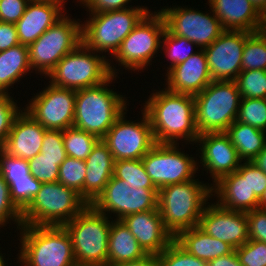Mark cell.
I'll return each mask as SVG.
<instances>
[{"mask_svg":"<svg viewBox=\"0 0 266 266\" xmlns=\"http://www.w3.org/2000/svg\"><path fill=\"white\" fill-rule=\"evenodd\" d=\"M164 89L152 93L141 110L149 118L156 143L179 144L180 139L196 144L199 132L194 96Z\"/></svg>","mask_w":266,"mask_h":266,"instance_id":"1","label":"cell"},{"mask_svg":"<svg viewBox=\"0 0 266 266\" xmlns=\"http://www.w3.org/2000/svg\"><path fill=\"white\" fill-rule=\"evenodd\" d=\"M211 185L193 178L171 184L158 190V211L165 228L175 237L180 231L199 225L208 198L212 197Z\"/></svg>","mask_w":266,"mask_h":266,"instance_id":"2","label":"cell"},{"mask_svg":"<svg viewBox=\"0 0 266 266\" xmlns=\"http://www.w3.org/2000/svg\"><path fill=\"white\" fill-rule=\"evenodd\" d=\"M116 77L112 74L99 85L76 90L73 127L102 139L127 111V99L107 87Z\"/></svg>","mask_w":266,"mask_h":266,"instance_id":"3","label":"cell"},{"mask_svg":"<svg viewBox=\"0 0 266 266\" xmlns=\"http://www.w3.org/2000/svg\"><path fill=\"white\" fill-rule=\"evenodd\" d=\"M18 260L23 266H77L69 233L64 226L20 228Z\"/></svg>","mask_w":266,"mask_h":266,"instance_id":"4","label":"cell"},{"mask_svg":"<svg viewBox=\"0 0 266 266\" xmlns=\"http://www.w3.org/2000/svg\"><path fill=\"white\" fill-rule=\"evenodd\" d=\"M109 215L88 204L63 226L71 238L77 265H108Z\"/></svg>","mask_w":266,"mask_h":266,"instance_id":"5","label":"cell"},{"mask_svg":"<svg viewBox=\"0 0 266 266\" xmlns=\"http://www.w3.org/2000/svg\"><path fill=\"white\" fill-rule=\"evenodd\" d=\"M87 205L73 188L58 181L42 183L40 190L22 211V225L63 226Z\"/></svg>","mask_w":266,"mask_h":266,"instance_id":"6","label":"cell"},{"mask_svg":"<svg viewBox=\"0 0 266 266\" xmlns=\"http://www.w3.org/2000/svg\"><path fill=\"white\" fill-rule=\"evenodd\" d=\"M97 53L81 43L46 76L50 79L49 83L60 88L79 90L99 85L112 74L117 76L118 69L110 64V59Z\"/></svg>","mask_w":266,"mask_h":266,"instance_id":"7","label":"cell"},{"mask_svg":"<svg viewBox=\"0 0 266 266\" xmlns=\"http://www.w3.org/2000/svg\"><path fill=\"white\" fill-rule=\"evenodd\" d=\"M132 7L90 14L91 18L82 23V43L95 52L114 56L122 41L150 11L144 6Z\"/></svg>","mask_w":266,"mask_h":266,"instance_id":"8","label":"cell"},{"mask_svg":"<svg viewBox=\"0 0 266 266\" xmlns=\"http://www.w3.org/2000/svg\"><path fill=\"white\" fill-rule=\"evenodd\" d=\"M241 94L235 81H212L194 96L196 127L200 134L226 132L237 120Z\"/></svg>","mask_w":266,"mask_h":266,"instance_id":"9","label":"cell"},{"mask_svg":"<svg viewBox=\"0 0 266 266\" xmlns=\"http://www.w3.org/2000/svg\"><path fill=\"white\" fill-rule=\"evenodd\" d=\"M82 43V23L64 15L47 29L29 48L32 69L45 77L68 53Z\"/></svg>","mask_w":266,"mask_h":266,"instance_id":"10","label":"cell"},{"mask_svg":"<svg viewBox=\"0 0 266 266\" xmlns=\"http://www.w3.org/2000/svg\"><path fill=\"white\" fill-rule=\"evenodd\" d=\"M165 30L163 16L158 11H154V14L150 11L126 36L113 57L119 62V66L120 64L124 66L125 70L139 72L147 68L161 47Z\"/></svg>","mask_w":266,"mask_h":266,"instance_id":"11","label":"cell"},{"mask_svg":"<svg viewBox=\"0 0 266 266\" xmlns=\"http://www.w3.org/2000/svg\"><path fill=\"white\" fill-rule=\"evenodd\" d=\"M91 205L106 216L111 212L116 220H121L130 214L158 210V189L145 188V183H127L113 175Z\"/></svg>","mask_w":266,"mask_h":266,"instance_id":"12","label":"cell"},{"mask_svg":"<svg viewBox=\"0 0 266 266\" xmlns=\"http://www.w3.org/2000/svg\"><path fill=\"white\" fill-rule=\"evenodd\" d=\"M177 145L156 143L142 158L146 173L158 190L167 185L180 184L195 178L199 162L189 157V154L181 152Z\"/></svg>","mask_w":266,"mask_h":266,"instance_id":"13","label":"cell"},{"mask_svg":"<svg viewBox=\"0 0 266 266\" xmlns=\"http://www.w3.org/2000/svg\"><path fill=\"white\" fill-rule=\"evenodd\" d=\"M124 112L101 139L114 160L142 159L156 144L147 114L139 122L126 120Z\"/></svg>","mask_w":266,"mask_h":266,"instance_id":"14","label":"cell"},{"mask_svg":"<svg viewBox=\"0 0 266 266\" xmlns=\"http://www.w3.org/2000/svg\"><path fill=\"white\" fill-rule=\"evenodd\" d=\"M158 11L163 16L166 29L170 33L187 38L200 49L211 45L225 31L213 11L212 16L178 5Z\"/></svg>","mask_w":266,"mask_h":266,"instance_id":"15","label":"cell"},{"mask_svg":"<svg viewBox=\"0 0 266 266\" xmlns=\"http://www.w3.org/2000/svg\"><path fill=\"white\" fill-rule=\"evenodd\" d=\"M76 90L49 84L31 99L23 110L46 129L73 127Z\"/></svg>","mask_w":266,"mask_h":266,"instance_id":"16","label":"cell"},{"mask_svg":"<svg viewBox=\"0 0 266 266\" xmlns=\"http://www.w3.org/2000/svg\"><path fill=\"white\" fill-rule=\"evenodd\" d=\"M246 31L225 30L204 51L213 81H235L241 72Z\"/></svg>","mask_w":266,"mask_h":266,"instance_id":"17","label":"cell"},{"mask_svg":"<svg viewBox=\"0 0 266 266\" xmlns=\"http://www.w3.org/2000/svg\"><path fill=\"white\" fill-rule=\"evenodd\" d=\"M200 146V163L211 173L213 184L222 176L237 171L241 160L226 132L200 134L196 143ZM202 161V162H201Z\"/></svg>","mask_w":266,"mask_h":266,"instance_id":"18","label":"cell"},{"mask_svg":"<svg viewBox=\"0 0 266 266\" xmlns=\"http://www.w3.org/2000/svg\"><path fill=\"white\" fill-rule=\"evenodd\" d=\"M198 226L234 249L249 240L246 212L226 210L217 203L204 208Z\"/></svg>","mask_w":266,"mask_h":266,"instance_id":"19","label":"cell"},{"mask_svg":"<svg viewBox=\"0 0 266 266\" xmlns=\"http://www.w3.org/2000/svg\"><path fill=\"white\" fill-rule=\"evenodd\" d=\"M64 4L65 0L30 1L23 16L15 24L19 44L29 46L35 42L64 15Z\"/></svg>","mask_w":266,"mask_h":266,"instance_id":"20","label":"cell"},{"mask_svg":"<svg viewBox=\"0 0 266 266\" xmlns=\"http://www.w3.org/2000/svg\"><path fill=\"white\" fill-rule=\"evenodd\" d=\"M121 221L147 254H160L174 240L165 228L158 210L130 214Z\"/></svg>","mask_w":266,"mask_h":266,"instance_id":"21","label":"cell"},{"mask_svg":"<svg viewBox=\"0 0 266 266\" xmlns=\"http://www.w3.org/2000/svg\"><path fill=\"white\" fill-rule=\"evenodd\" d=\"M197 49L183 63L172 67L165 75L166 89L175 93L195 96L203 91L213 80L209 73L204 49Z\"/></svg>","mask_w":266,"mask_h":266,"instance_id":"22","label":"cell"},{"mask_svg":"<svg viewBox=\"0 0 266 266\" xmlns=\"http://www.w3.org/2000/svg\"><path fill=\"white\" fill-rule=\"evenodd\" d=\"M46 128L28 113L21 111L15 118L6 142L1 147L7 154L24 160L41 153Z\"/></svg>","mask_w":266,"mask_h":266,"instance_id":"23","label":"cell"},{"mask_svg":"<svg viewBox=\"0 0 266 266\" xmlns=\"http://www.w3.org/2000/svg\"><path fill=\"white\" fill-rule=\"evenodd\" d=\"M208 2L224 30L257 32L266 28V19L250 0H208Z\"/></svg>","mask_w":266,"mask_h":266,"instance_id":"24","label":"cell"},{"mask_svg":"<svg viewBox=\"0 0 266 266\" xmlns=\"http://www.w3.org/2000/svg\"><path fill=\"white\" fill-rule=\"evenodd\" d=\"M215 185V186H214ZM212 194L218 198L217 204L231 211L249 212L258 208L259 199L251 191L249 175H241L238 171L222 176L213 184Z\"/></svg>","mask_w":266,"mask_h":266,"instance_id":"25","label":"cell"},{"mask_svg":"<svg viewBox=\"0 0 266 266\" xmlns=\"http://www.w3.org/2000/svg\"><path fill=\"white\" fill-rule=\"evenodd\" d=\"M114 157L108 146L100 139L85 160L84 201L92 204L103 192L113 176Z\"/></svg>","mask_w":266,"mask_h":266,"instance_id":"26","label":"cell"},{"mask_svg":"<svg viewBox=\"0 0 266 266\" xmlns=\"http://www.w3.org/2000/svg\"><path fill=\"white\" fill-rule=\"evenodd\" d=\"M174 240L188 253L207 262L235 250L228 243L210 236L199 226L180 231Z\"/></svg>","mask_w":266,"mask_h":266,"instance_id":"27","label":"cell"},{"mask_svg":"<svg viewBox=\"0 0 266 266\" xmlns=\"http://www.w3.org/2000/svg\"><path fill=\"white\" fill-rule=\"evenodd\" d=\"M147 255L124 223L116 218L112 219L108 241V265L137 261Z\"/></svg>","mask_w":266,"mask_h":266,"instance_id":"28","label":"cell"},{"mask_svg":"<svg viewBox=\"0 0 266 266\" xmlns=\"http://www.w3.org/2000/svg\"><path fill=\"white\" fill-rule=\"evenodd\" d=\"M231 143L243 162L252 161L266 145V131L234 121L227 129Z\"/></svg>","mask_w":266,"mask_h":266,"instance_id":"29","label":"cell"},{"mask_svg":"<svg viewBox=\"0 0 266 266\" xmlns=\"http://www.w3.org/2000/svg\"><path fill=\"white\" fill-rule=\"evenodd\" d=\"M31 69L27 45L18 44L8 50L1 51L0 92L8 93L9 87L15 82H19V79L25 76Z\"/></svg>","mask_w":266,"mask_h":266,"instance_id":"30","label":"cell"},{"mask_svg":"<svg viewBox=\"0 0 266 266\" xmlns=\"http://www.w3.org/2000/svg\"><path fill=\"white\" fill-rule=\"evenodd\" d=\"M266 71V28L257 32L246 31L241 71Z\"/></svg>","mask_w":266,"mask_h":266,"instance_id":"31","label":"cell"},{"mask_svg":"<svg viewBox=\"0 0 266 266\" xmlns=\"http://www.w3.org/2000/svg\"><path fill=\"white\" fill-rule=\"evenodd\" d=\"M99 140L94 134L75 127L63 130L66 155L75 159L86 160Z\"/></svg>","mask_w":266,"mask_h":266,"instance_id":"32","label":"cell"},{"mask_svg":"<svg viewBox=\"0 0 266 266\" xmlns=\"http://www.w3.org/2000/svg\"><path fill=\"white\" fill-rule=\"evenodd\" d=\"M85 176V160L67 156L60 164L58 182L66 187L73 188L83 200Z\"/></svg>","mask_w":266,"mask_h":266,"instance_id":"33","label":"cell"},{"mask_svg":"<svg viewBox=\"0 0 266 266\" xmlns=\"http://www.w3.org/2000/svg\"><path fill=\"white\" fill-rule=\"evenodd\" d=\"M161 50L164 51L167 57L170 59L171 64L167 67V72L174 66L183 63L191 55L195 54V51H192L193 45L195 43L188 40L187 38L176 36L170 33L167 29L165 30L162 37Z\"/></svg>","mask_w":266,"mask_h":266,"instance_id":"34","label":"cell"},{"mask_svg":"<svg viewBox=\"0 0 266 266\" xmlns=\"http://www.w3.org/2000/svg\"><path fill=\"white\" fill-rule=\"evenodd\" d=\"M241 98L266 99V71H241L235 80Z\"/></svg>","mask_w":266,"mask_h":266,"instance_id":"35","label":"cell"},{"mask_svg":"<svg viewBox=\"0 0 266 266\" xmlns=\"http://www.w3.org/2000/svg\"><path fill=\"white\" fill-rule=\"evenodd\" d=\"M113 175L127 183H145V188H157L146 173L142 159L115 161Z\"/></svg>","mask_w":266,"mask_h":266,"instance_id":"36","label":"cell"},{"mask_svg":"<svg viewBox=\"0 0 266 266\" xmlns=\"http://www.w3.org/2000/svg\"><path fill=\"white\" fill-rule=\"evenodd\" d=\"M237 121L266 131V99H241Z\"/></svg>","mask_w":266,"mask_h":266,"instance_id":"37","label":"cell"},{"mask_svg":"<svg viewBox=\"0 0 266 266\" xmlns=\"http://www.w3.org/2000/svg\"><path fill=\"white\" fill-rule=\"evenodd\" d=\"M158 266H207V261L188 253L175 240L156 255Z\"/></svg>","mask_w":266,"mask_h":266,"instance_id":"38","label":"cell"},{"mask_svg":"<svg viewBox=\"0 0 266 266\" xmlns=\"http://www.w3.org/2000/svg\"><path fill=\"white\" fill-rule=\"evenodd\" d=\"M10 188V196L12 202L23 211L37 192L40 190L41 182L34 176L29 175V179L15 180V182H7Z\"/></svg>","mask_w":266,"mask_h":266,"instance_id":"39","label":"cell"},{"mask_svg":"<svg viewBox=\"0 0 266 266\" xmlns=\"http://www.w3.org/2000/svg\"><path fill=\"white\" fill-rule=\"evenodd\" d=\"M0 174L6 182L29 179L31 173L28 160L11 156L0 148Z\"/></svg>","mask_w":266,"mask_h":266,"instance_id":"40","label":"cell"},{"mask_svg":"<svg viewBox=\"0 0 266 266\" xmlns=\"http://www.w3.org/2000/svg\"><path fill=\"white\" fill-rule=\"evenodd\" d=\"M30 173L41 183L57 182L59 177V159H50L38 153L28 160Z\"/></svg>","mask_w":266,"mask_h":266,"instance_id":"41","label":"cell"},{"mask_svg":"<svg viewBox=\"0 0 266 266\" xmlns=\"http://www.w3.org/2000/svg\"><path fill=\"white\" fill-rule=\"evenodd\" d=\"M14 100L10 94L0 92V148L6 142L15 118L22 111Z\"/></svg>","mask_w":266,"mask_h":266,"instance_id":"42","label":"cell"},{"mask_svg":"<svg viewBox=\"0 0 266 266\" xmlns=\"http://www.w3.org/2000/svg\"><path fill=\"white\" fill-rule=\"evenodd\" d=\"M15 221L17 229L22 226V211L12 202L8 183L0 174V227Z\"/></svg>","mask_w":266,"mask_h":266,"instance_id":"43","label":"cell"},{"mask_svg":"<svg viewBox=\"0 0 266 266\" xmlns=\"http://www.w3.org/2000/svg\"><path fill=\"white\" fill-rule=\"evenodd\" d=\"M243 266H266V243L249 239L235 249Z\"/></svg>","mask_w":266,"mask_h":266,"instance_id":"44","label":"cell"},{"mask_svg":"<svg viewBox=\"0 0 266 266\" xmlns=\"http://www.w3.org/2000/svg\"><path fill=\"white\" fill-rule=\"evenodd\" d=\"M41 153L44 157L59 159L60 166L67 157L63 142V130H46L41 147Z\"/></svg>","mask_w":266,"mask_h":266,"instance_id":"45","label":"cell"},{"mask_svg":"<svg viewBox=\"0 0 266 266\" xmlns=\"http://www.w3.org/2000/svg\"><path fill=\"white\" fill-rule=\"evenodd\" d=\"M246 217L249 239L266 243V211L250 210Z\"/></svg>","mask_w":266,"mask_h":266,"instance_id":"46","label":"cell"},{"mask_svg":"<svg viewBox=\"0 0 266 266\" xmlns=\"http://www.w3.org/2000/svg\"><path fill=\"white\" fill-rule=\"evenodd\" d=\"M237 171L241 175H249L251 191L260 199L266 190V174L251 161L241 163Z\"/></svg>","mask_w":266,"mask_h":266,"instance_id":"47","label":"cell"},{"mask_svg":"<svg viewBox=\"0 0 266 266\" xmlns=\"http://www.w3.org/2000/svg\"><path fill=\"white\" fill-rule=\"evenodd\" d=\"M30 0H0V21L16 24Z\"/></svg>","mask_w":266,"mask_h":266,"instance_id":"48","label":"cell"},{"mask_svg":"<svg viewBox=\"0 0 266 266\" xmlns=\"http://www.w3.org/2000/svg\"><path fill=\"white\" fill-rule=\"evenodd\" d=\"M78 1V0H77ZM132 0H79L78 2L88 8L89 14L103 13L108 11L123 10L130 8L128 2ZM91 12V13H90Z\"/></svg>","mask_w":266,"mask_h":266,"instance_id":"49","label":"cell"},{"mask_svg":"<svg viewBox=\"0 0 266 266\" xmlns=\"http://www.w3.org/2000/svg\"><path fill=\"white\" fill-rule=\"evenodd\" d=\"M19 44L16 25L0 21V52Z\"/></svg>","mask_w":266,"mask_h":266,"instance_id":"50","label":"cell"},{"mask_svg":"<svg viewBox=\"0 0 266 266\" xmlns=\"http://www.w3.org/2000/svg\"><path fill=\"white\" fill-rule=\"evenodd\" d=\"M207 266H243V265L240 263L238 256L234 250L230 254L208 261Z\"/></svg>","mask_w":266,"mask_h":266,"instance_id":"51","label":"cell"},{"mask_svg":"<svg viewBox=\"0 0 266 266\" xmlns=\"http://www.w3.org/2000/svg\"><path fill=\"white\" fill-rule=\"evenodd\" d=\"M115 266H158V261L156 255L148 254L146 257L140 260L121 263Z\"/></svg>","mask_w":266,"mask_h":266,"instance_id":"52","label":"cell"},{"mask_svg":"<svg viewBox=\"0 0 266 266\" xmlns=\"http://www.w3.org/2000/svg\"><path fill=\"white\" fill-rule=\"evenodd\" d=\"M266 174V145L265 148L251 161Z\"/></svg>","mask_w":266,"mask_h":266,"instance_id":"53","label":"cell"},{"mask_svg":"<svg viewBox=\"0 0 266 266\" xmlns=\"http://www.w3.org/2000/svg\"><path fill=\"white\" fill-rule=\"evenodd\" d=\"M256 10L266 19V0H250Z\"/></svg>","mask_w":266,"mask_h":266,"instance_id":"54","label":"cell"},{"mask_svg":"<svg viewBox=\"0 0 266 266\" xmlns=\"http://www.w3.org/2000/svg\"><path fill=\"white\" fill-rule=\"evenodd\" d=\"M258 208L261 209V210L266 211V190L263 192V195L259 199Z\"/></svg>","mask_w":266,"mask_h":266,"instance_id":"55","label":"cell"},{"mask_svg":"<svg viewBox=\"0 0 266 266\" xmlns=\"http://www.w3.org/2000/svg\"><path fill=\"white\" fill-rule=\"evenodd\" d=\"M5 261H4V257L2 256V254L0 253V266H5Z\"/></svg>","mask_w":266,"mask_h":266,"instance_id":"56","label":"cell"},{"mask_svg":"<svg viewBox=\"0 0 266 266\" xmlns=\"http://www.w3.org/2000/svg\"><path fill=\"white\" fill-rule=\"evenodd\" d=\"M77 266H109V265H77Z\"/></svg>","mask_w":266,"mask_h":266,"instance_id":"57","label":"cell"}]
</instances>
